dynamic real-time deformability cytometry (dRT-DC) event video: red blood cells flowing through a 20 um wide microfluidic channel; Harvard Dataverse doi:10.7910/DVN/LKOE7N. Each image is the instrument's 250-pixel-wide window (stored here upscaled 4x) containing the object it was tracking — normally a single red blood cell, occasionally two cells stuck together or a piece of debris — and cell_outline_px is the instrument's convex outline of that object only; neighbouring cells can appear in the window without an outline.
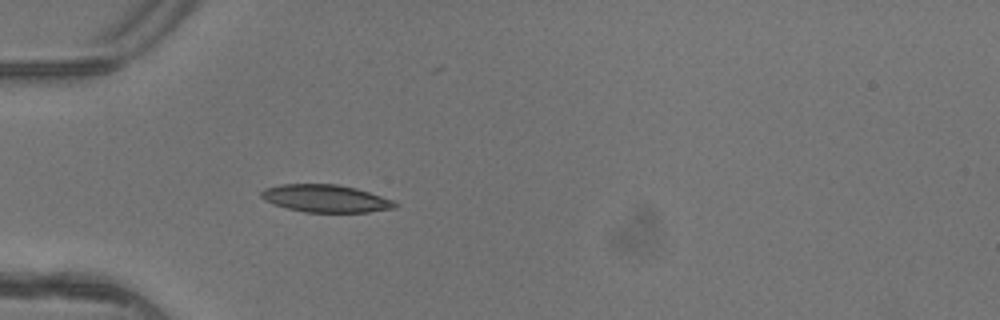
{"species": "common noctule bat (a hibernating species)", "species_latin": "Nyctalus noctula", "temperature_condition": "warm", "stored_images_in_passage": 4, "camera_frame_rate_fps": 3000, "um_per_image_px": 0.085, "animal": {"sex": "female"}, "frame": {"image": 1, "passage_image": 4, "time_ms": 1.0, "image_size_px": [1000, 320], "cell_outline_px": [[400, 204], [396, 208], [368, 212], [304, 212], [288, 208], [264, 200], [260, 196], [260, 192], [264, 188], [280, 184], [336, 184], [356, 188], [392, 200]], "centroid_in_image_um": [27.68, 16.87], "position_along_channel_um": 57.3, "area_um2": 21.39}}